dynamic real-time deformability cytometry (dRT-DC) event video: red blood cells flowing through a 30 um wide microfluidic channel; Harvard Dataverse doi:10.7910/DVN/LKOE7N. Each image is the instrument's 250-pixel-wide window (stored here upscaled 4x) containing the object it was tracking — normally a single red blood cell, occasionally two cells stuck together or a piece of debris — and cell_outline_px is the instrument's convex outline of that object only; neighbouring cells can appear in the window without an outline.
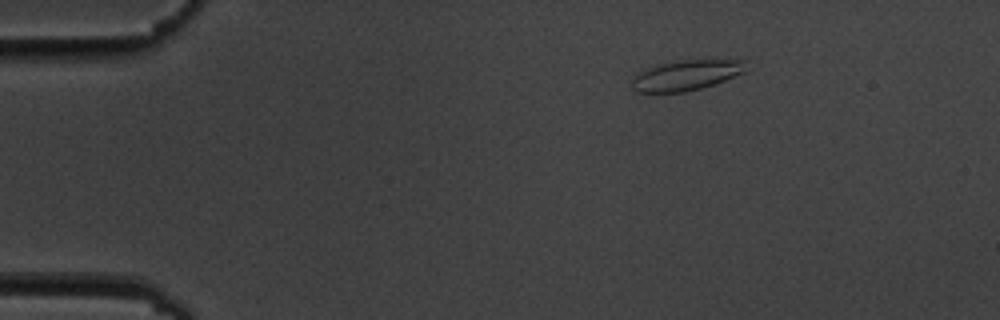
{"species": "common noctule bat (a hibernating species)", "species_latin": "Nyctalus noctula", "temperature_condition": "cold", "stored_images_in_passage": 4, "camera_frame_rate_fps": 3000, "um_per_image_px": 0.085, "animal": {"sex": "male", "body_mass_g": 19.5, "forearm_length_mm": 54.6}, "frame": {"image": 1, "passage_image": 1, "time_ms": 0.0, "image_size_px": [1000, 320], "cell_outline_px": [[744, 72], [724, 80], [700, 88], [684, 92], [636, 92], [632, 88], [632, 80], [644, 68], [660, 64], [680, 60], [744, 60]], "centroid_in_image_um": [58.27, 6.4], "position_along_channel_um": 26.7, "area_um2": 19.71}}